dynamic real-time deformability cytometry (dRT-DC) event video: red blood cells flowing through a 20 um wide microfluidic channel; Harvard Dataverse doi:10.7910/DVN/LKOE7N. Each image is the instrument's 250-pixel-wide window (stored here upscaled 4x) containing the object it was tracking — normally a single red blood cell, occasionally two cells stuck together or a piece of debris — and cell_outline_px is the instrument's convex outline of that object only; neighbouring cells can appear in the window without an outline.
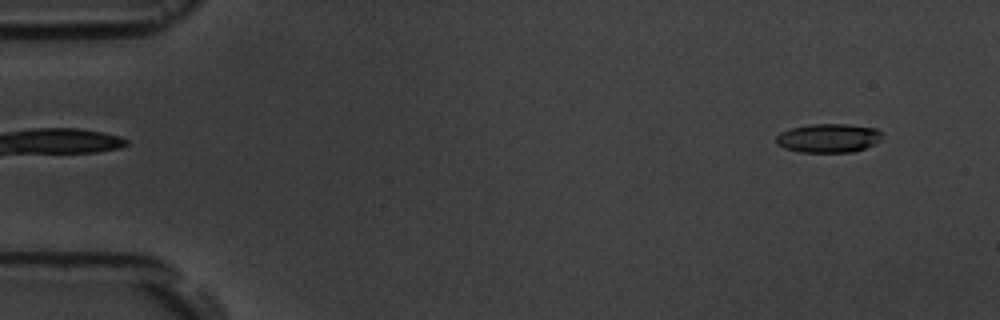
{"species": "common noctule bat (a hibernating species)", "species_latin": "Nyctalus noctula", "temperature_condition": "room temperature", "stored_images_in_passage": 5, "camera_frame_rate_fps": 3000, "um_per_image_px": 0.085, "animal": {"sex": "male", "body_mass_g": 19.5, "forearm_length_mm": 54.6}, "frame": {"image": 1, "passage_image": 1, "time_ms": 0.0, "image_size_px": [1000, 320], "cell_outline_px": [[884, 132], [880, 140], [876, 144], [852, 152], [800, 152], [784, 148], [776, 144], [776, 136], [780, 132], [792, 128], [812, 124], [848, 124], [876, 128]], "centroid_in_image_um": [70.44, 11.73], "position_along_channel_um": 14.6, "area_um2": 17.98}}
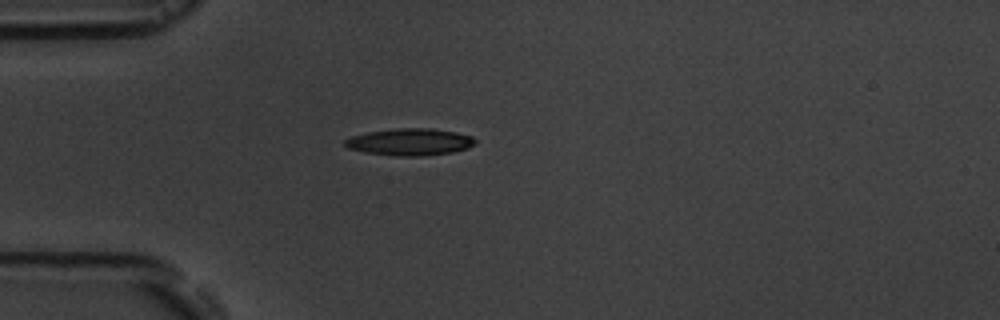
{"frame": {"image": 2, "passage_image": 4, "time_ms": 3.667, "image_size_px": [1000, 320], "cell_outline_px": [[476, 144], [468, 148], [452, 152], [420, 156], [396, 156], [364, 152], [348, 148], [344, 144], [344, 140], [352, 136], [368, 132], [396, 128], [432, 128], [456, 132], [472, 136], [476, 140]], "centroid_in_image_um": [34.86, 12.06], "position_along_channel_um": 50.1, "area_um2": 20.52}}